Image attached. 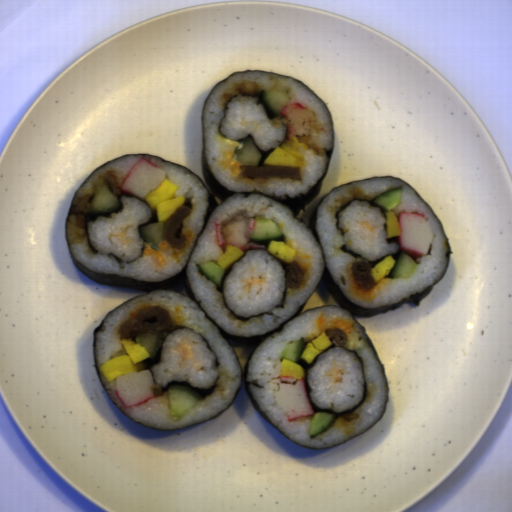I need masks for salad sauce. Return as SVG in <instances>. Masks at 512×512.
<instances>
[{
  "instance_id": "1",
  "label": "salad sauce",
  "mask_w": 512,
  "mask_h": 512,
  "mask_svg": "<svg viewBox=\"0 0 512 512\" xmlns=\"http://www.w3.org/2000/svg\"><path fill=\"white\" fill-rule=\"evenodd\" d=\"M345 373H346L345 369L338 368L337 363L334 360L333 366H331L329 369H327L325 376H323V377L332 379L334 384L341 383L343 380L341 376L345 375Z\"/></svg>"
}]
</instances>
